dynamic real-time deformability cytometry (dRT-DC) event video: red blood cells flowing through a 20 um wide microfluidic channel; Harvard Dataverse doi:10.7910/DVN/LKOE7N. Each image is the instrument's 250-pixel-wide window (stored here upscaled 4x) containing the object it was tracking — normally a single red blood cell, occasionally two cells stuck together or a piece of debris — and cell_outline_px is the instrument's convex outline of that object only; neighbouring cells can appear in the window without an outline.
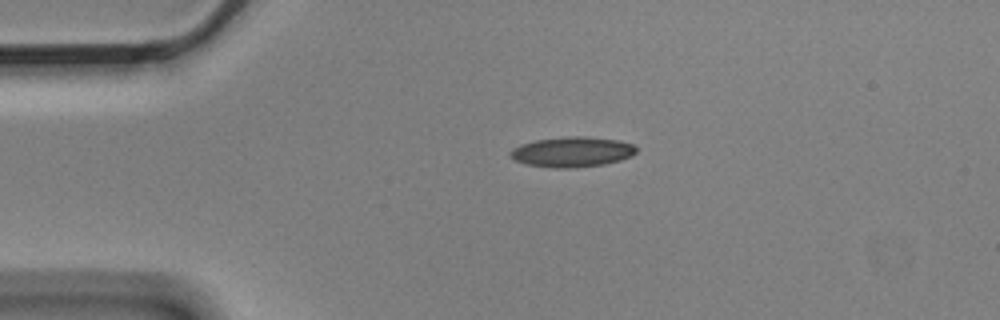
{"species": "Egyptian fruit bat (a non-hibernating species)", "species_latin": "Rousettus aegyptiacus", "temperature_condition": "cold", "stored_images_in_passage": 2, "camera_frame_rate_fps": 3000, "um_per_image_px": 0.085, "animal": {"sex": "male"}, "frame": {"image": 1, "passage_image": 1, "time_ms": 0.0, "image_size_px": [1000, 320], "cell_outline_px": [[636, 152], [632, 156], [620, 160], [604, 164], [568, 168], [556, 168], [528, 164], [516, 160], [508, 156], [508, 152], [512, 148], [520, 144], [536, 140], [568, 136], [584, 136], [620, 140], [632, 144], [636, 148]], "centroid_in_image_um": [48.62, 12.9], "position_along_channel_um": 36.4, "area_um2": 22.14}}